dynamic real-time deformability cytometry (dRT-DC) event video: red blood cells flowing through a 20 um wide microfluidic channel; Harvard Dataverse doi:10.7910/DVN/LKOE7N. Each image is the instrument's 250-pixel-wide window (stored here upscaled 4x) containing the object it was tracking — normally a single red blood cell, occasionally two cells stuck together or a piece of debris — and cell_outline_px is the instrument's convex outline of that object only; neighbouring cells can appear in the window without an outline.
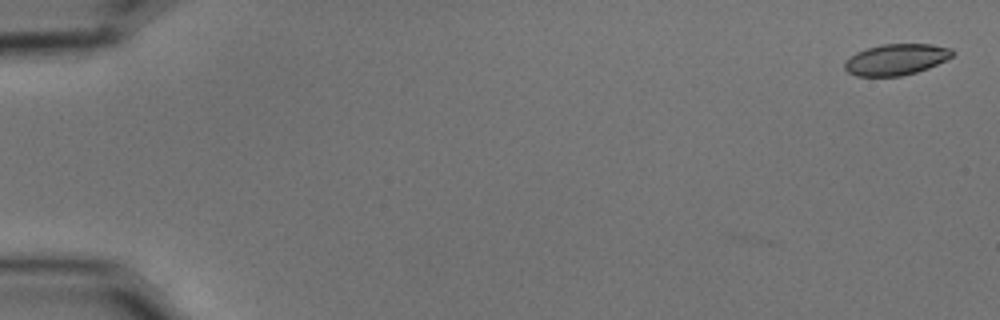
{"species": "common noctule bat (a hibernating species)", "species_latin": "Nyctalus noctula", "temperature_condition": "cold", "stored_images_in_passage": 32, "camera_frame_rate_fps": 3000, "um_per_image_px": 0.085, "animal": {"sex": "male", "body_mass_g": 15.6}, "frame": {"image": 1, "passage_image": 2, "time_ms": 0.333, "image_size_px": [1000, 320], "cell_outline_px": [[956, 52], [952, 56], [928, 68], [916, 72], [900, 76], [856, 76], [848, 72], [844, 68], [844, 60], [856, 52], [880, 44], [932, 44], [952, 48]], "centroid_in_image_um": [76.15, 5.05], "position_along_channel_um": 8.8, "area_um2": 19.59}}
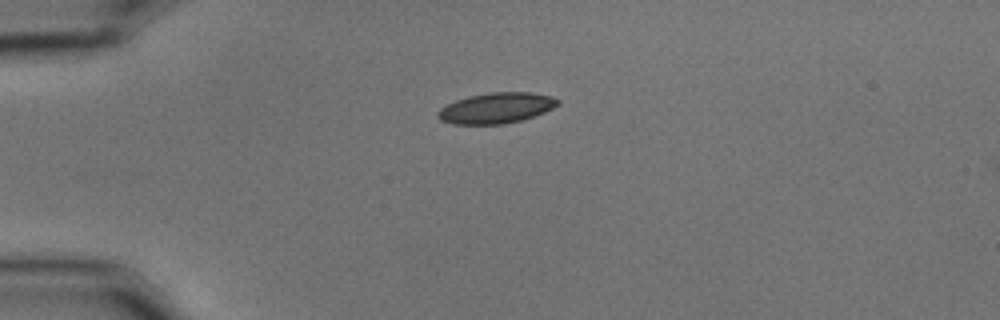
{"frame": {"image": 2, "passage_image": 15, "time_ms": 4.667, "image_size_px": [1000, 320], "cell_outline_px": [[560, 104], [544, 112], [520, 120], [504, 124], [452, 124], [440, 120], [436, 116], [436, 112], [440, 108], [456, 100], [468, 96], [488, 92], [532, 92], [552, 96], [560, 100]], "centroid_in_image_um": [42.17, 9.17], "position_along_channel_um": 42.8, "area_um2": 21.5}}
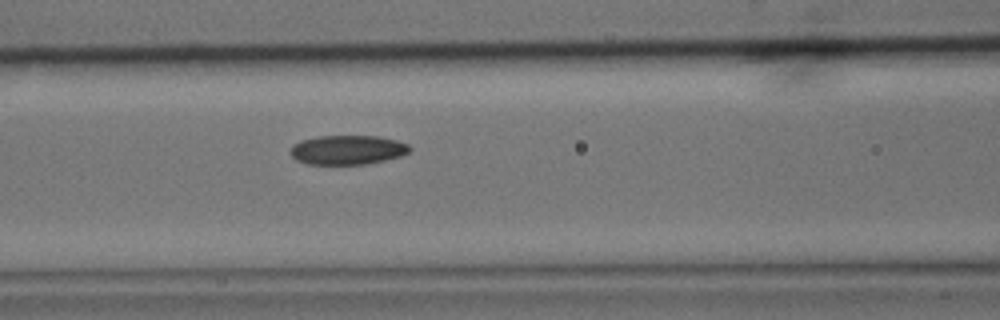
{"frame": {"image": 3, "passage_image": 25, "time_ms": 8.0, "image_size_px": [1000, 320], "cell_outline_px": [[412, 148], [408, 152], [400, 156], [368, 164], [308, 164], [296, 160], [292, 156], [292, 144], [300, 140], [320, 136], [380, 136], [396, 140], [408, 144]], "centroid_in_image_um": [29.55, 12.73], "position_along_channel_um": 137.0, "area_um2": 20.35}}